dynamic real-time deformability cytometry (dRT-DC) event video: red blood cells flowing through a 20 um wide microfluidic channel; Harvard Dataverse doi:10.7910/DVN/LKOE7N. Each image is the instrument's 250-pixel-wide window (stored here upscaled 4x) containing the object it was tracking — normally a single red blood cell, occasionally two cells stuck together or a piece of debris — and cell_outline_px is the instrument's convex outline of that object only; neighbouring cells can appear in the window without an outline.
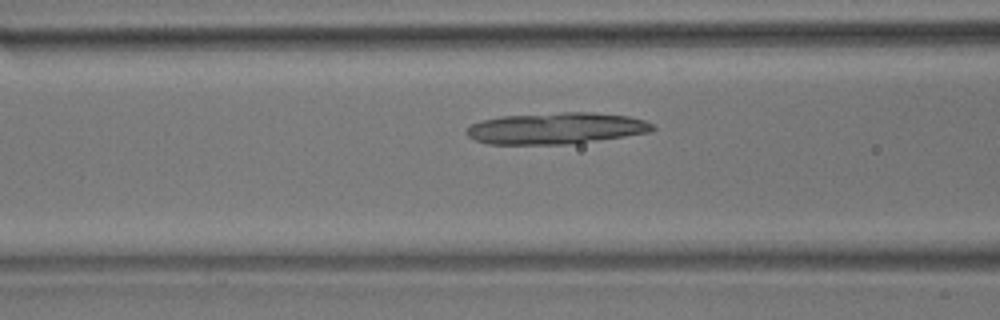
{"species": "common noctule bat (a hibernating species)", "species_latin": "Nyctalus noctula", "temperature_condition": "room temperature", "stored_images_in_passage": 49, "camera_frame_rate_fps": 3000, "um_per_image_px": 0.085, "animal": {"sex": "male", "body_mass_g": 17.9}, "frame": {"image": 1, "passage_image": 17, "time_ms": 5.333, "image_size_px": [1000, 320], "cell_outline_px": [[656, 128], [652, 132], [568, 144], [488, 144], [476, 140], [468, 136], [464, 132], [472, 124], [480, 120], [500, 116], [560, 112], [588, 112], [628, 116], [644, 120], [652, 124]], "centroid_in_image_um": [47.24, 10.9], "position_along_channel_um": 119.4, "area_um2": 34.04}}
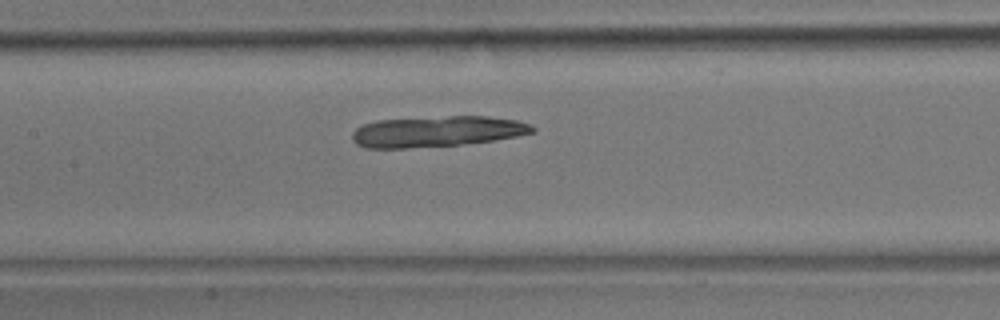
{"frame": {"image": 2, "passage_image": 21, "time_ms": 6.667, "image_size_px": [1000, 320], "cell_outline_px": [[536, 132], [516, 136], [492, 140], [460, 144], [408, 148], [364, 148], [356, 144], [352, 140], [352, 132], [356, 128], [364, 124], [376, 120], [448, 116], [484, 116], [516, 120], [532, 124], [536, 128]], "centroid_in_image_um": [37.13, 11.17], "position_along_channel_um": 170.3, "area_um2": 32.37}}
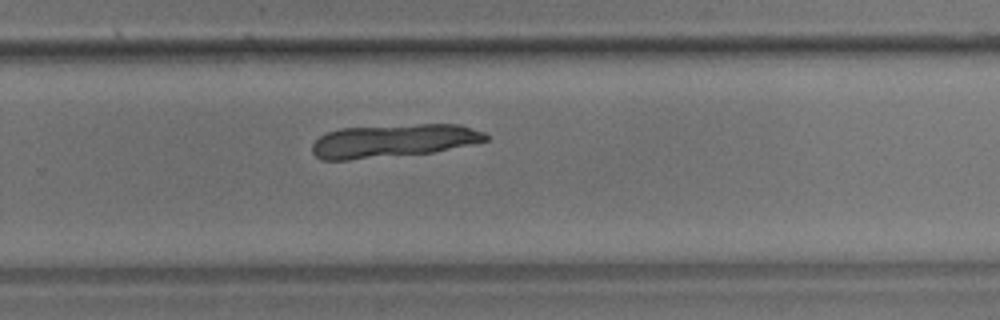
{"frame": {"image": 3, "passage_image": 31, "time_ms": 10.0, "image_size_px": [1000, 320], "cell_outline_px": [[488, 140], [432, 152], [348, 160], [320, 160], [312, 152], [312, 144], [320, 136], [328, 132], [340, 128], [420, 124], [460, 124], [484, 132], [488, 136]], "centroid_in_image_um": [33.4, 11.96], "position_along_channel_um": 296.4, "area_um2": 33.29}}